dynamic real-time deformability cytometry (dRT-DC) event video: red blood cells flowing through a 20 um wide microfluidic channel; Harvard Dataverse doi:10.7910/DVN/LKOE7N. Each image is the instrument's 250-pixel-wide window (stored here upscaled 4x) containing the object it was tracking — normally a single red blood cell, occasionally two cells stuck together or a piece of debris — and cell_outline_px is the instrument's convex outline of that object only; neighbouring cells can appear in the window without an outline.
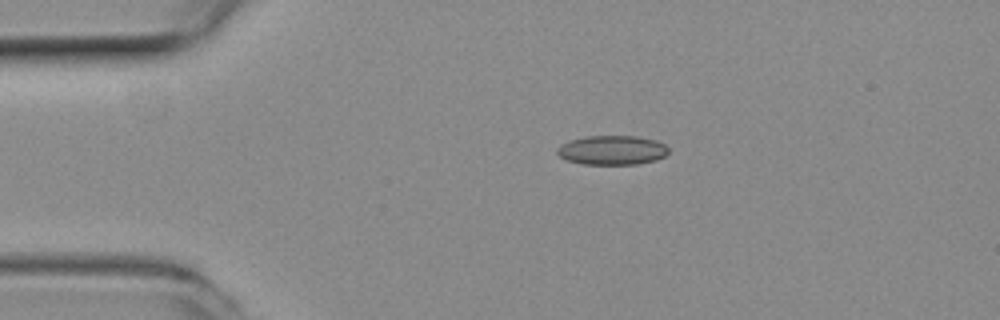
{"species": "common noctule bat (a hibernating species)", "species_latin": "Nyctalus noctula", "temperature_condition": "room temperature", "stored_images_in_passage": 42, "camera_frame_rate_fps": 3000, "um_per_image_px": 0.085, "animal": {"sex": "female", "body_mass_g": 19.3, "forearm_length_mm": 54.1}, "frame": {"image": 1, "passage_image": 1, "time_ms": 0.0, "image_size_px": [1000, 320], "cell_outline_px": [[668, 152], [664, 156], [656, 160], [636, 164], [584, 164], [568, 160], [560, 156], [556, 152], [556, 148], [560, 144], [572, 140], [588, 136], [636, 136], [656, 140], [664, 144], [668, 148]], "centroid_in_image_um": [52.03, 12.76], "position_along_channel_um": 33.0, "area_um2": 18.9}}
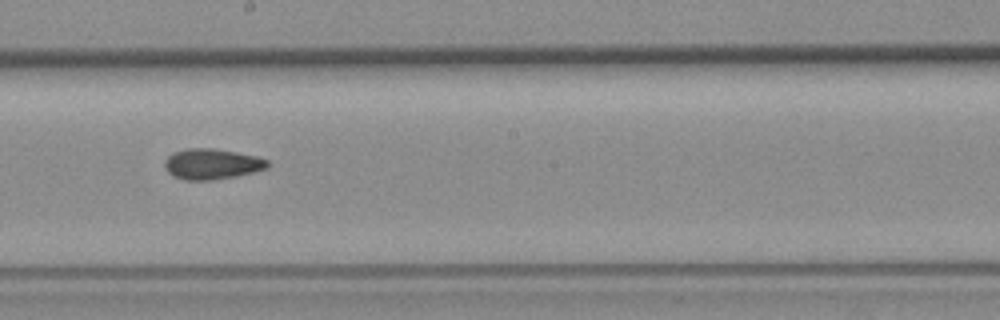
{"frame": {"image": 2, "passage_image": 19, "time_ms": 6.0, "image_size_px": [1000, 320], "cell_outline_px": [[268, 168], [236, 176], [212, 180], [184, 180], [172, 176], [168, 172], [164, 164], [164, 160], [172, 152], [188, 148], [212, 148], [236, 152], [256, 156], [268, 160]], "centroid_in_image_um": [17.98, 13.94], "position_along_channel_um": 230.2, "area_um2": 18.38}}
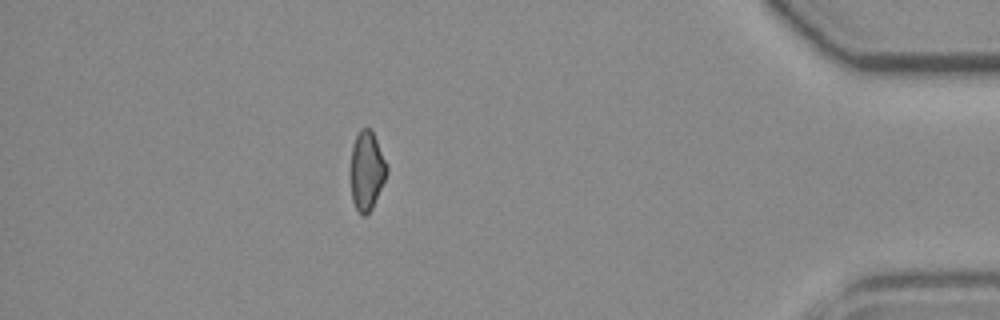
{"frame": {"image": 3, "passage_image": 36, "time_ms": 11.667, "image_size_px": [1000, 320], "cell_outline_px": [[388, 172], [372, 208], [364, 216], [356, 208], [352, 200], [352, 144], [360, 128], [368, 128], [372, 132], [388, 164]], "centroid_in_image_um": [31.2, 14.49], "position_along_channel_um": 404.0, "area_um2": 16.24}, "authors_computed_cell_mechanics": {"area_um2": 17.7157, "velocity_mm_per_s": 3.9664, "shape_relaxation_time_tau1_ms": null, "shape_relaxation_time_tau2_ms": 4.6806, "deformation_change_tau1": null, "deformation_change_tau2": 0.1188}}